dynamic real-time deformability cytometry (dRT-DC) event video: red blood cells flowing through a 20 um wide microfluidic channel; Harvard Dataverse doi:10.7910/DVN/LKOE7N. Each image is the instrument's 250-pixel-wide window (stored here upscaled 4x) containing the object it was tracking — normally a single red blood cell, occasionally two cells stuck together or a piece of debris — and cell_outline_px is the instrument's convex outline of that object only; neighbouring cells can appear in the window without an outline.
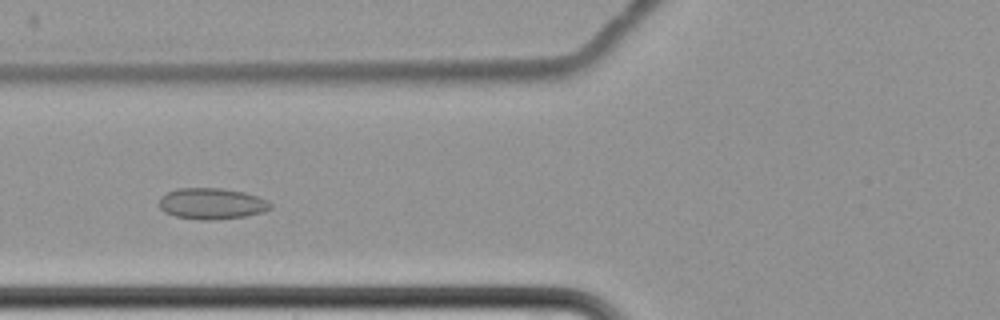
{"species": "common noctule bat (a hibernating species)", "species_latin": "Nyctalus noctula", "temperature_condition": "cold", "stored_images_in_passage": 7, "camera_frame_rate_fps": 3000, "um_per_image_px": 0.085, "animal": {"sex": "female", "body_mass_g": 22.7, "forearm_length_mm": 54.2}, "frame": {"image": 1, "passage_image": 6, "time_ms": 6.0, "image_size_px": [1000, 320], "cell_outline_px": [[272, 208], [264, 212], [244, 216], [212, 220], [196, 220], [176, 216], [164, 212], [160, 208], [160, 196], [168, 192], [180, 188], [220, 188], [244, 192], [268, 200], [272, 204]], "centroid_in_image_um": [18.01, 17.31], "position_along_channel_um": 107.8, "area_um2": 20.23}}
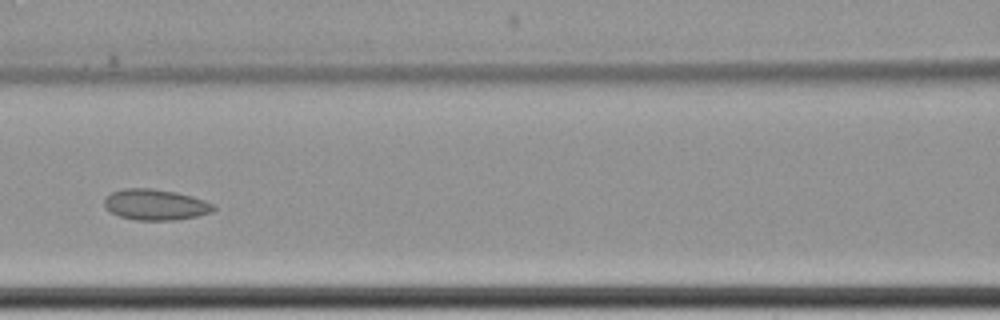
{"frame": {"image": 2, "passage_image": 7, "time_ms": 7.333, "image_size_px": [1000, 320], "cell_outline_px": [[216, 208], [212, 212], [196, 216], [172, 220], [136, 220], [120, 216], [104, 208], [104, 200], [112, 192], [124, 188], [152, 188], [176, 192], [192, 196], [204, 200], [212, 204]], "centroid_in_image_um": [13.2, 17.39], "position_along_channel_um": 153.4, "area_um2": 19.54}}